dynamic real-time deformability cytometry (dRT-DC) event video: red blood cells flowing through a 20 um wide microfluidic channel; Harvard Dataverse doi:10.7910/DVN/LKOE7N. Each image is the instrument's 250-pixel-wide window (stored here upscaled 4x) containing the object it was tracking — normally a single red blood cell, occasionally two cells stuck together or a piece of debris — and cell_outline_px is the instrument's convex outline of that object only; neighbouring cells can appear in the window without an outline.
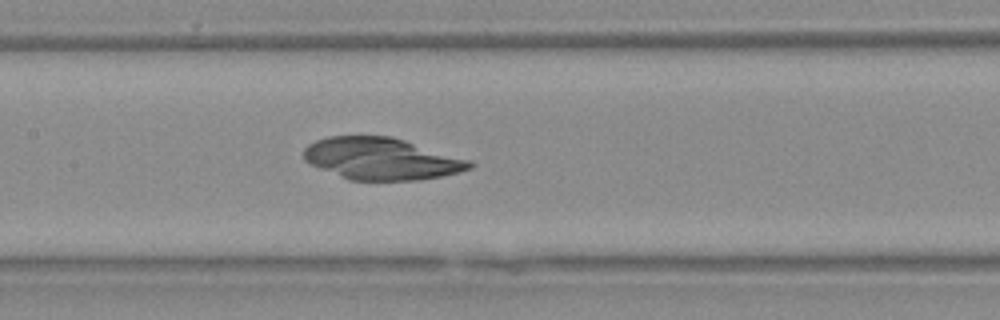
{"species": "Egyptian fruit bat (a non-hibernating species)", "species_latin": "Rousettus aegyptiacus", "temperature_condition": "warm", "stored_images_in_passage": 37, "camera_frame_rate_fps": 3000, "um_per_image_px": 0.085, "animal": {"sex": "female"}, "frame": {"image": 1, "passage_image": 21, "time_ms": 6.667, "image_size_px": [1000, 320], "cell_outline_px": [[476, 164], [472, 168], [440, 176], [416, 180], [352, 180], [320, 168], [304, 160], [304, 148], [308, 144], [316, 140], [328, 136], [392, 136], [472, 160]], "centroid_in_image_um": [32.45, 13.48], "position_along_channel_um": 174.9, "area_um2": 40.34}}